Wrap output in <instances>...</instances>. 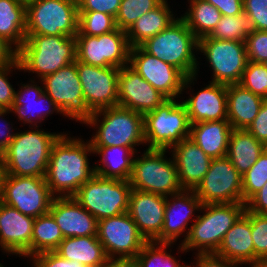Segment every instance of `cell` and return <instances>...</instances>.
I'll return each mask as SVG.
<instances>
[{
	"instance_id": "6da1fadb",
	"label": "cell",
	"mask_w": 267,
	"mask_h": 267,
	"mask_svg": "<svg viewBox=\"0 0 267 267\" xmlns=\"http://www.w3.org/2000/svg\"><path fill=\"white\" fill-rule=\"evenodd\" d=\"M62 134L53 144L46 182L54 197H73L94 174L88 156L94 154L90 141Z\"/></svg>"
},
{
	"instance_id": "7a4b0ae2",
	"label": "cell",
	"mask_w": 267,
	"mask_h": 267,
	"mask_svg": "<svg viewBox=\"0 0 267 267\" xmlns=\"http://www.w3.org/2000/svg\"><path fill=\"white\" fill-rule=\"evenodd\" d=\"M38 127L40 126L31 127L32 130L16 132L15 137L0 156L5 174L27 177L46 176L53 144L63 133H51Z\"/></svg>"
},
{
	"instance_id": "3957f363",
	"label": "cell",
	"mask_w": 267,
	"mask_h": 267,
	"mask_svg": "<svg viewBox=\"0 0 267 267\" xmlns=\"http://www.w3.org/2000/svg\"><path fill=\"white\" fill-rule=\"evenodd\" d=\"M246 204L235 202L229 204H203L200 213L190 225L186 240L179 244L178 253L197 250L198 254L215 253L226 232L245 212ZM194 220V221H193Z\"/></svg>"
},
{
	"instance_id": "277c9868",
	"label": "cell",
	"mask_w": 267,
	"mask_h": 267,
	"mask_svg": "<svg viewBox=\"0 0 267 267\" xmlns=\"http://www.w3.org/2000/svg\"><path fill=\"white\" fill-rule=\"evenodd\" d=\"M76 38L64 35H26L17 50L21 70L35 73L42 80L76 61Z\"/></svg>"
},
{
	"instance_id": "5b68a950",
	"label": "cell",
	"mask_w": 267,
	"mask_h": 267,
	"mask_svg": "<svg viewBox=\"0 0 267 267\" xmlns=\"http://www.w3.org/2000/svg\"><path fill=\"white\" fill-rule=\"evenodd\" d=\"M82 123L97 128L89 140L91 146L136 147L145 144L143 115L128 108H103L90 113Z\"/></svg>"
},
{
	"instance_id": "8992f818",
	"label": "cell",
	"mask_w": 267,
	"mask_h": 267,
	"mask_svg": "<svg viewBox=\"0 0 267 267\" xmlns=\"http://www.w3.org/2000/svg\"><path fill=\"white\" fill-rule=\"evenodd\" d=\"M140 47L148 54L175 66L187 77L198 75L199 61L195 56L198 52V38L181 17L147 39Z\"/></svg>"
},
{
	"instance_id": "52a82bcc",
	"label": "cell",
	"mask_w": 267,
	"mask_h": 267,
	"mask_svg": "<svg viewBox=\"0 0 267 267\" xmlns=\"http://www.w3.org/2000/svg\"><path fill=\"white\" fill-rule=\"evenodd\" d=\"M77 0H26V35H64L78 33Z\"/></svg>"
},
{
	"instance_id": "ba28073f",
	"label": "cell",
	"mask_w": 267,
	"mask_h": 267,
	"mask_svg": "<svg viewBox=\"0 0 267 267\" xmlns=\"http://www.w3.org/2000/svg\"><path fill=\"white\" fill-rule=\"evenodd\" d=\"M169 150L146 149L133 159L129 179L132 189L168 197L183 190L179 183L176 163L166 157Z\"/></svg>"
},
{
	"instance_id": "9c48e42d",
	"label": "cell",
	"mask_w": 267,
	"mask_h": 267,
	"mask_svg": "<svg viewBox=\"0 0 267 267\" xmlns=\"http://www.w3.org/2000/svg\"><path fill=\"white\" fill-rule=\"evenodd\" d=\"M146 149L169 150L189 138L190 120L181 101L167 99L155 110L143 115Z\"/></svg>"
},
{
	"instance_id": "30bf717a",
	"label": "cell",
	"mask_w": 267,
	"mask_h": 267,
	"mask_svg": "<svg viewBox=\"0 0 267 267\" xmlns=\"http://www.w3.org/2000/svg\"><path fill=\"white\" fill-rule=\"evenodd\" d=\"M132 187L128 180L94 174L73 196L98 221L128 212Z\"/></svg>"
},
{
	"instance_id": "8fae6325",
	"label": "cell",
	"mask_w": 267,
	"mask_h": 267,
	"mask_svg": "<svg viewBox=\"0 0 267 267\" xmlns=\"http://www.w3.org/2000/svg\"><path fill=\"white\" fill-rule=\"evenodd\" d=\"M97 238L111 262L133 261L147 242L128 212L99 220Z\"/></svg>"
},
{
	"instance_id": "7c38bea8",
	"label": "cell",
	"mask_w": 267,
	"mask_h": 267,
	"mask_svg": "<svg viewBox=\"0 0 267 267\" xmlns=\"http://www.w3.org/2000/svg\"><path fill=\"white\" fill-rule=\"evenodd\" d=\"M53 199L45 177L3 176L1 202L26 216L47 214Z\"/></svg>"
},
{
	"instance_id": "4fadbf2b",
	"label": "cell",
	"mask_w": 267,
	"mask_h": 267,
	"mask_svg": "<svg viewBox=\"0 0 267 267\" xmlns=\"http://www.w3.org/2000/svg\"><path fill=\"white\" fill-rule=\"evenodd\" d=\"M129 65L167 99L180 98L182 92L191 89L196 75L187 77L175 66L148 54L140 46L130 49ZM177 97V98H176Z\"/></svg>"
},
{
	"instance_id": "5bb4252c",
	"label": "cell",
	"mask_w": 267,
	"mask_h": 267,
	"mask_svg": "<svg viewBox=\"0 0 267 267\" xmlns=\"http://www.w3.org/2000/svg\"><path fill=\"white\" fill-rule=\"evenodd\" d=\"M198 51L206 56L212 68V82L225 85L240 83L248 62L245 42L205 36L198 39Z\"/></svg>"
},
{
	"instance_id": "9a60e30c",
	"label": "cell",
	"mask_w": 267,
	"mask_h": 267,
	"mask_svg": "<svg viewBox=\"0 0 267 267\" xmlns=\"http://www.w3.org/2000/svg\"><path fill=\"white\" fill-rule=\"evenodd\" d=\"M76 59L97 67L122 68L129 64L130 45L126 31L117 28L99 36L76 35Z\"/></svg>"
},
{
	"instance_id": "2e32d148",
	"label": "cell",
	"mask_w": 267,
	"mask_h": 267,
	"mask_svg": "<svg viewBox=\"0 0 267 267\" xmlns=\"http://www.w3.org/2000/svg\"><path fill=\"white\" fill-rule=\"evenodd\" d=\"M194 192L202 204L243 202L242 175L227 156L212 159L209 170Z\"/></svg>"
},
{
	"instance_id": "e0dca14e",
	"label": "cell",
	"mask_w": 267,
	"mask_h": 267,
	"mask_svg": "<svg viewBox=\"0 0 267 267\" xmlns=\"http://www.w3.org/2000/svg\"><path fill=\"white\" fill-rule=\"evenodd\" d=\"M76 69L85 100V119L92 112L118 106L117 67H97L76 59Z\"/></svg>"
},
{
	"instance_id": "ac0fdd59",
	"label": "cell",
	"mask_w": 267,
	"mask_h": 267,
	"mask_svg": "<svg viewBox=\"0 0 267 267\" xmlns=\"http://www.w3.org/2000/svg\"><path fill=\"white\" fill-rule=\"evenodd\" d=\"M44 92L54 101L64 116L82 123L85 120V100L76 69V61L45 76Z\"/></svg>"
},
{
	"instance_id": "d6986e66",
	"label": "cell",
	"mask_w": 267,
	"mask_h": 267,
	"mask_svg": "<svg viewBox=\"0 0 267 267\" xmlns=\"http://www.w3.org/2000/svg\"><path fill=\"white\" fill-rule=\"evenodd\" d=\"M202 205V201L197 197L194 190L183 189L179 193L166 197L163 227L161 234L154 242L174 244L183 235V243L190 230L188 222H190L191 217H195L193 215L196 211L201 210Z\"/></svg>"
},
{
	"instance_id": "ffe728a7",
	"label": "cell",
	"mask_w": 267,
	"mask_h": 267,
	"mask_svg": "<svg viewBox=\"0 0 267 267\" xmlns=\"http://www.w3.org/2000/svg\"><path fill=\"white\" fill-rule=\"evenodd\" d=\"M167 98L141 77L129 64L118 74V106L142 115L155 110Z\"/></svg>"
},
{
	"instance_id": "44dd1931",
	"label": "cell",
	"mask_w": 267,
	"mask_h": 267,
	"mask_svg": "<svg viewBox=\"0 0 267 267\" xmlns=\"http://www.w3.org/2000/svg\"><path fill=\"white\" fill-rule=\"evenodd\" d=\"M35 218L0 201V247L4 253L30 258Z\"/></svg>"
},
{
	"instance_id": "7402d4cb",
	"label": "cell",
	"mask_w": 267,
	"mask_h": 267,
	"mask_svg": "<svg viewBox=\"0 0 267 267\" xmlns=\"http://www.w3.org/2000/svg\"><path fill=\"white\" fill-rule=\"evenodd\" d=\"M166 197L132 189L128 213L147 241H154L164 223Z\"/></svg>"
},
{
	"instance_id": "603a6c76",
	"label": "cell",
	"mask_w": 267,
	"mask_h": 267,
	"mask_svg": "<svg viewBox=\"0 0 267 267\" xmlns=\"http://www.w3.org/2000/svg\"><path fill=\"white\" fill-rule=\"evenodd\" d=\"M29 82L20 83L21 87L16 91L13 105L10 108L11 112L18 116L19 121H22L24 126L30 124V128L37 127V123L40 125L54 111L64 115L54 101L44 92L43 83H41L42 86H39L35 80ZM40 106L46 108L42 109Z\"/></svg>"
},
{
	"instance_id": "cb8c5ba5",
	"label": "cell",
	"mask_w": 267,
	"mask_h": 267,
	"mask_svg": "<svg viewBox=\"0 0 267 267\" xmlns=\"http://www.w3.org/2000/svg\"><path fill=\"white\" fill-rule=\"evenodd\" d=\"M49 213L54 217L64 238L97 236L98 220L74 197H54Z\"/></svg>"
},
{
	"instance_id": "d4e9b609",
	"label": "cell",
	"mask_w": 267,
	"mask_h": 267,
	"mask_svg": "<svg viewBox=\"0 0 267 267\" xmlns=\"http://www.w3.org/2000/svg\"><path fill=\"white\" fill-rule=\"evenodd\" d=\"M210 83L186 100H182L190 124L227 120V85Z\"/></svg>"
},
{
	"instance_id": "484cf974",
	"label": "cell",
	"mask_w": 267,
	"mask_h": 267,
	"mask_svg": "<svg viewBox=\"0 0 267 267\" xmlns=\"http://www.w3.org/2000/svg\"><path fill=\"white\" fill-rule=\"evenodd\" d=\"M170 150L181 187L194 190L209 170L212 159L190 138L181 140Z\"/></svg>"
},
{
	"instance_id": "4316f807",
	"label": "cell",
	"mask_w": 267,
	"mask_h": 267,
	"mask_svg": "<svg viewBox=\"0 0 267 267\" xmlns=\"http://www.w3.org/2000/svg\"><path fill=\"white\" fill-rule=\"evenodd\" d=\"M215 254L238 264L254 262L251 222L245 213L226 232Z\"/></svg>"
},
{
	"instance_id": "83f0119b",
	"label": "cell",
	"mask_w": 267,
	"mask_h": 267,
	"mask_svg": "<svg viewBox=\"0 0 267 267\" xmlns=\"http://www.w3.org/2000/svg\"><path fill=\"white\" fill-rule=\"evenodd\" d=\"M233 128L228 120L207 121L191 124L189 138L211 159L227 155Z\"/></svg>"
},
{
	"instance_id": "f1b7e54d",
	"label": "cell",
	"mask_w": 267,
	"mask_h": 267,
	"mask_svg": "<svg viewBox=\"0 0 267 267\" xmlns=\"http://www.w3.org/2000/svg\"><path fill=\"white\" fill-rule=\"evenodd\" d=\"M264 98L241 84L227 85V120L233 129H246L257 116Z\"/></svg>"
},
{
	"instance_id": "f546056e",
	"label": "cell",
	"mask_w": 267,
	"mask_h": 267,
	"mask_svg": "<svg viewBox=\"0 0 267 267\" xmlns=\"http://www.w3.org/2000/svg\"><path fill=\"white\" fill-rule=\"evenodd\" d=\"M55 252L86 267H108L111 264L97 236L66 237Z\"/></svg>"
},
{
	"instance_id": "4dcf8cb0",
	"label": "cell",
	"mask_w": 267,
	"mask_h": 267,
	"mask_svg": "<svg viewBox=\"0 0 267 267\" xmlns=\"http://www.w3.org/2000/svg\"><path fill=\"white\" fill-rule=\"evenodd\" d=\"M94 154L101 155L100 163L94 165L95 174L103 178L128 180L132 174L133 159L139 153L134 147L92 146Z\"/></svg>"
},
{
	"instance_id": "1f68e13d",
	"label": "cell",
	"mask_w": 267,
	"mask_h": 267,
	"mask_svg": "<svg viewBox=\"0 0 267 267\" xmlns=\"http://www.w3.org/2000/svg\"><path fill=\"white\" fill-rule=\"evenodd\" d=\"M171 10L167 0H163L156 8L138 18L126 31L130 47L140 46L175 22L178 17L175 18Z\"/></svg>"
},
{
	"instance_id": "d6a6232c",
	"label": "cell",
	"mask_w": 267,
	"mask_h": 267,
	"mask_svg": "<svg viewBox=\"0 0 267 267\" xmlns=\"http://www.w3.org/2000/svg\"><path fill=\"white\" fill-rule=\"evenodd\" d=\"M266 148L246 129H233L226 156L237 171L243 175L256 163Z\"/></svg>"
},
{
	"instance_id": "836d02e7",
	"label": "cell",
	"mask_w": 267,
	"mask_h": 267,
	"mask_svg": "<svg viewBox=\"0 0 267 267\" xmlns=\"http://www.w3.org/2000/svg\"><path fill=\"white\" fill-rule=\"evenodd\" d=\"M0 37L18 50L26 39V0H0Z\"/></svg>"
},
{
	"instance_id": "e575fe53",
	"label": "cell",
	"mask_w": 267,
	"mask_h": 267,
	"mask_svg": "<svg viewBox=\"0 0 267 267\" xmlns=\"http://www.w3.org/2000/svg\"><path fill=\"white\" fill-rule=\"evenodd\" d=\"M188 1V11L181 18L198 39L208 36L220 21L221 12L205 0Z\"/></svg>"
},
{
	"instance_id": "d590c367",
	"label": "cell",
	"mask_w": 267,
	"mask_h": 267,
	"mask_svg": "<svg viewBox=\"0 0 267 267\" xmlns=\"http://www.w3.org/2000/svg\"><path fill=\"white\" fill-rule=\"evenodd\" d=\"M63 239L59 226L49 212L36 217L31 238L30 258L42 252L55 251Z\"/></svg>"
},
{
	"instance_id": "8d00e7d4",
	"label": "cell",
	"mask_w": 267,
	"mask_h": 267,
	"mask_svg": "<svg viewBox=\"0 0 267 267\" xmlns=\"http://www.w3.org/2000/svg\"><path fill=\"white\" fill-rule=\"evenodd\" d=\"M254 21L244 12L240 15L223 16L208 35L210 38L217 40H231L245 42L247 36L256 31Z\"/></svg>"
},
{
	"instance_id": "74e56055",
	"label": "cell",
	"mask_w": 267,
	"mask_h": 267,
	"mask_svg": "<svg viewBox=\"0 0 267 267\" xmlns=\"http://www.w3.org/2000/svg\"><path fill=\"white\" fill-rule=\"evenodd\" d=\"M173 243L147 241L133 260L137 267H188L171 255ZM166 249H170V253Z\"/></svg>"
},
{
	"instance_id": "f35d334b",
	"label": "cell",
	"mask_w": 267,
	"mask_h": 267,
	"mask_svg": "<svg viewBox=\"0 0 267 267\" xmlns=\"http://www.w3.org/2000/svg\"><path fill=\"white\" fill-rule=\"evenodd\" d=\"M163 0H121L115 17L117 28L127 31L135 21L156 8Z\"/></svg>"
},
{
	"instance_id": "ab89813d",
	"label": "cell",
	"mask_w": 267,
	"mask_h": 267,
	"mask_svg": "<svg viewBox=\"0 0 267 267\" xmlns=\"http://www.w3.org/2000/svg\"><path fill=\"white\" fill-rule=\"evenodd\" d=\"M117 29L115 17L102 12H79L77 35L99 36Z\"/></svg>"
},
{
	"instance_id": "60d3db41",
	"label": "cell",
	"mask_w": 267,
	"mask_h": 267,
	"mask_svg": "<svg viewBox=\"0 0 267 267\" xmlns=\"http://www.w3.org/2000/svg\"><path fill=\"white\" fill-rule=\"evenodd\" d=\"M267 182V148L256 163L242 175L243 203H247Z\"/></svg>"
},
{
	"instance_id": "b9f144b4",
	"label": "cell",
	"mask_w": 267,
	"mask_h": 267,
	"mask_svg": "<svg viewBox=\"0 0 267 267\" xmlns=\"http://www.w3.org/2000/svg\"><path fill=\"white\" fill-rule=\"evenodd\" d=\"M251 222V235L254 244V262L267 261V214L244 212Z\"/></svg>"
},
{
	"instance_id": "7bdbcfd3",
	"label": "cell",
	"mask_w": 267,
	"mask_h": 267,
	"mask_svg": "<svg viewBox=\"0 0 267 267\" xmlns=\"http://www.w3.org/2000/svg\"><path fill=\"white\" fill-rule=\"evenodd\" d=\"M239 84L267 99V67L265 64L248 61Z\"/></svg>"
},
{
	"instance_id": "ee69618b",
	"label": "cell",
	"mask_w": 267,
	"mask_h": 267,
	"mask_svg": "<svg viewBox=\"0 0 267 267\" xmlns=\"http://www.w3.org/2000/svg\"><path fill=\"white\" fill-rule=\"evenodd\" d=\"M248 61L265 63L267 61V31L256 30L245 41Z\"/></svg>"
},
{
	"instance_id": "f6af8a7d",
	"label": "cell",
	"mask_w": 267,
	"mask_h": 267,
	"mask_svg": "<svg viewBox=\"0 0 267 267\" xmlns=\"http://www.w3.org/2000/svg\"><path fill=\"white\" fill-rule=\"evenodd\" d=\"M13 70L21 71L18 59L11 64L0 66V105L3 109H10L14 102L16 88H13V84L11 85L8 80V75Z\"/></svg>"
},
{
	"instance_id": "bcb514c9",
	"label": "cell",
	"mask_w": 267,
	"mask_h": 267,
	"mask_svg": "<svg viewBox=\"0 0 267 267\" xmlns=\"http://www.w3.org/2000/svg\"><path fill=\"white\" fill-rule=\"evenodd\" d=\"M243 12L254 21L257 30L267 31V0H243Z\"/></svg>"
},
{
	"instance_id": "7dc6e473",
	"label": "cell",
	"mask_w": 267,
	"mask_h": 267,
	"mask_svg": "<svg viewBox=\"0 0 267 267\" xmlns=\"http://www.w3.org/2000/svg\"><path fill=\"white\" fill-rule=\"evenodd\" d=\"M33 267H86L78 261L62 258L55 251H47L34 255L30 258Z\"/></svg>"
},
{
	"instance_id": "c3c4849f",
	"label": "cell",
	"mask_w": 267,
	"mask_h": 267,
	"mask_svg": "<svg viewBox=\"0 0 267 267\" xmlns=\"http://www.w3.org/2000/svg\"><path fill=\"white\" fill-rule=\"evenodd\" d=\"M79 12H102L116 17L121 0H77Z\"/></svg>"
},
{
	"instance_id": "681fc988",
	"label": "cell",
	"mask_w": 267,
	"mask_h": 267,
	"mask_svg": "<svg viewBox=\"0 0 267 267\" xmlns=\"http://www.w3.org/2000/svg\"><path fill=\"white\" fill-rule=\"evenodd\" d=\"M246 130L267 147V99L264 100L257 116Z\"/></svg>"
},
{
	"instance_id": "f907efd6",
	"label": "cell",
	"mask_w": 267,
	"mask_h": 267,
	"mask_svg": "<svg viewBox=\"0 0 267 267\" xmlns=\"http://www.w3.org/2000/svg\"><path fill=\"white\" fill-rule=\"evenodd\" d=\"M195 264L190 267H237L240 264L229 261L215 253L198 254L196 253Z\"/></svg>"
},
{
	"instance_id": "816d5d0a",
	"label": "cell",
	"mask_w": 267,
	"mask_h": 267,
	"mask_svg": "<svg viewBox=\"0 0 267 267\" xmlns=\"http://www.w3.org/2000/svg\"><path fill=\"white\" fill-rule=\"evenodd\" d=\"M215 6L223 16L240 15L243 12V0H205Z\"/></svg>"
},
{
	"instance_id": "f5cc1de1",
	"label": "cell",
	"mask_w": 267,
	"mask_h": 267,
	"mask_svg": "<svg viewBox=\"0 0 267 267\" xmlns=\"http://www.w3.org/2000/svg\"><path fill=\"white\" fill-rule=\"evenodd\" d=\"M246 209L257 214H267V182L246 203Z\"/></svg>"
},
{
	"instance_id": "db71d44e",
	"label": "cell",
	"mask_w": 267,
	"mask_h": 267,
	"mask_svg": "<svg viewBox=\"0 0 267 267\" xmlns=\"http://www.w3.org/2000/svg\"><path fill=\"white\" fill-rule=\"evenodd\" d=\"M7 113L9 114L12 112L10 109H3L0 111V118L2 119V120L0 119L1 121L5 119L3 117H5ZM2 124L0 122V156L7 149L8 145L11 143L16 134L12 131L15 130V128L13 129V126H10L13 124H10L9 122H7V120H4Z\"/></svg>"
},
{
	"instance_id": "11a10c76",
	"label": "cell",
	"mask_w": 267,
	"mask_h": 267,
	"mask_svg": "<svg viewBox=\"0 0 267 267\" xmlns=\"http://www.w3.org/2000/svg\"><path fill=\"white\" fill-rule=\"evenodd\" d=\"M17 59V50L0 37V66L13 63Z\"/></svg>"
},
{
	"instance_id": "9f6ffc18",
	"label": "cell",
	"mask_w": 267,
	"mask_h": 267,
	"mask_svg": "<svg viewBox=\"0 0 267 267\" xmlns=\"http://www.w3.org/2000/svg\"><path fill=\"white\" fill-rule=\"evenodd\" d=\"M108 267H137L133 261L128 262H111Z\"/></svg>"
},
{
	"instance_id": "6f0895ef",
	"label": "cell",
	"mask_w": 267,
	"mask_h": 267,
	"mask_svg": "<svg viewBox=\"0 0 267 267\" xmlns=\"http://www.w3.org/2000/svg\"><path fill=\"white\" fill-rule=\"evenodd\" d=\"M242 264H249L250 267H267V261H256V262H245V263H241Z\"/></svg>"
},
{
	"instance_id": "680465c9",
	"label": "cell",
	"mask_w": 267,
	"mask_h": 267,
	"mask_svg": "<svg viewBox=\"0 0 267 267\" xmlns=\"http://www.w3.org/2000/svg\"><path fill=\"white\" fill-rule=\"evenodd\" d=\"M4 170H3V166L2 163L0 161V201H1V197H2V180H3V176H4Z\"/></svg>"
}]
</instances>
